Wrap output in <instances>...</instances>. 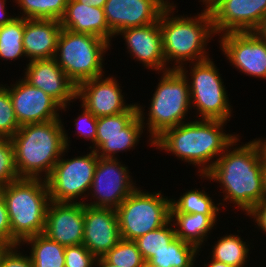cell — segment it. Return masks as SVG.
Segmentation results:
<instances>
[{
  "label": "cell",
  "mask_w": 266,
  "mask_h": 267,
  "mask_svg": "<svg viewBox=\"0 0 266 267\" xmlns=\"http://www.w3.org/2000/svg\"><path fill=\"white\" fill-rule=\"evenodd\" d=\"M239 136L225 149L212 168L200 178L218 182L225 201L246 214L264 198L262 161L253 141L237 146ZM237 146V147H233ZM230 147V148H229ZM233 149H232V148Z\"/></svg>",
  "instance_id": "obj_1"
},
{
  "label": "cell",
  "mask_w": 266,
  "mask_h": 267,
  "mask_svg": "<svg viewBox=\"0 0 266 267\" xmlns=\"http://www.w3.org/2000/svg\"><path fill=\"white\" fill-rule=\"evenodd\" d=\"M226 123L207 119L184 122L164 131L153 141V146L174 154L183 162L197 165L199 176H202L239 136L225 133Z\"/></svg>",
  "instance_id": "obj_2"
},
{
  "label": "cell",
  "mask_w": 266,
  "mask_h": 267,
  "mask_svg": "<svg viewBox=\"0 0 266 267\" xmlns=\"http://www.w3.org/2000/svg\"><path fill=\"white\" fill-rule=\"evenodd\" d=\"M64 129L62 120L20 126L10 138L19 178L46 179L50 175L63 151L69 149L70 137Z\"/></svg>",
  "instance_id": "obj_3"
},
{
  "label": "cell",
  "mask_w": 266,
  "mask_h": 267,
  "mask_svg": "<svg viewBox=\"0 0 266 267\" xmlns=\"http://www.w3.org/2000/svg\"><path fill=\"white\" fill-rule=\"evenodd\" d=\"M174 10L165 9L159 19L167 67L180 69L185 64L208 59L207 43L216 35L209 9L204 8L193 17L173 16ZM171 61H175L173 68L168 66Z\"/></svg>",
  "instance_id": "obj_4"
},
{
  "label": "cell",
  "mask_w": 266,
  "mask_h": 267,
  "mask_svg": "<svg viewBox=\"0 0 266 267\" xmlns=\"http://www.w3.org/2000/svg\"><path fill=\"white\" fill-rule=\"evenodd\" d=\"M9 215L12 246L44 232L50 195L45 179L18 178L1 187Z\"/></svg>",
  "instance_id": "obj_5"
},
{
  "label": "cell",
  "mask_w": 266,
  "mask_h": 267,
  "mask_svg": "<svg viewBox=\"0 0 266 267\" xmlns=\"http://www.w3.org/2000/svg\"><path fill=\"white\" fill-rule=\"evenodd\" d=\"M153 97L151 98L148 119L145 120L143 106L137 104L138 115L144 128L149 132L150 145L164 131L186 121L190 114V91L186 76L179 69L163 71Z\"/></svg>",
  "instance_id": "obj_6"
},
{
  "label": "cell",
  "mask_w": 266,
  "mask_h": 267,
  "mask_svg": "<svg viewBox=\"0 0 266 267\" xmlns=\"http://www.w3.org/2000/svg\"><path fill=\"white\" fill-rule=\"evenodd\" d=\"M110 45L100 37L62 29L54 59L77 86L83 81L104 76V54Z\"/></svg>",
  "instance_id": "obj_7"
},
{
  "label": "cell",
  "mask_w": 266,
  "mask_h": 267,
  "mask_svg": "<svg viewBox=\"0 0 266 267\" xmlns=\"http://www.w3.org/2000/svg\"><path fill=\"white\" fill-rule=\"evenodd\" d=\"M212 60L209 57L202 61L190 63L189 67H192L189 74L185 65L179 70L187 78L191 108L197 110L196 115L199 119L227 122L232 117V106L219 69ZM187 74L191 76V79Z\"/></svg>",
  "instance_id": "obj_8"
},
{
  "label": "cell",
  "mask_w": 266,
  "mask_h": 267,
  "mask_svg": "<svg viewBox=\"0 0 266 267\" xmlns=\"http://www.w3.org/2000/svg\"><path fill=\"white\" fill-rule=\"evenodd\" d=\"M161 191L149 193L136 188L116 209L120 236L134 241L161 228L171 220V199Z\"/></svg>",
  "instance_id": "obj_9"
},
{
  "label": "cell",
  "mask_w": 266,
  "mask_h": 267,
  "mask_svg": "<svg viewBox=\"0 0 266 267\" xmlns=\"http://www.w3.org/2000/svg\"><path fill=\"white\" fill-rule=\"evenodd\" d=\"M67 150L68 148L63 151L62 157L45 179L50 201L77 203L80 197L82 201L78 202H88L86 197L93 182L99 157L94 150H90L89 154L65 159L63 156Z\"/></svg>",
  "instance_id": "obj_10"
},
{
  "label": "cell",
  "mask_w": 266,
  "mask_h": 267,
  "mask_svg": "<svg viewBox=\"0 0 266 267\" xmlns=\"http://www.w3.org/2000/svg\"><path fill=\"white\" fill-rule=\"evenodd\" d=\"M119 160L117 156L116 158H98L93 182L87 195V197L91 196V201L85 202V205L116 210L138 187L129 175L128 167L121 164Z\"/></svg>",
  "instance_id": "obj_11"
},
{
  "label": "cell",
  "mask_w": 266,
  "mask_h": 267,
  "mask_svg": "<svg viewBox=\"0 0 266 267\" xmlns=\"http://www.w3.org/2000/svg\"><path fill=\"white\" fill-rule=\"evenodd\" d=\"M219 45L227 60L247 76L266 79V40L256 32L221 34Z\"/></svg>",
  "instance_id": "obj_12"
},
{
  "label": "cell",
  "mask_w": 266,
  "mask_h": 267,
  "mask_svg": "<svg viewBox=\"0 0 266 267\" xmlns=\"http://www.w3.org/2000/svg\"><path fill=\"white\" fill-rule=\"evenodd\" d=\"M214 31L255 32L266 14V0H217L209 8Z\"/></svg>",
  "instance_id": "obj_13"
},
{
  "label": "cell",
  "mask_w": 266,
  "mask_h": 267,
  "mask_svg": "<svg viewBox=\"0 0 266 267\" xmlns=\"http://www.w3.org/2000/svg\"><path fill=\"white\" fill-rule=\"evenodd\" d=\"M18 80L7 87L20 126L62 120L59 114L62 106L54 98L23 78Z\"/></svg>",
  "instance_id": "obj_14"
},
{
  "label": "cell",
  "mask_w": 266,
  "mask_h": 267,
  "mask_svg": "<svg viewBox=\"0 0 266 267\" xmlns=\"http://www.w3.org/2000/svg\"><path fill=\"white\" fill-rule=\"evenodd\" d=\"M119 84L112 76L83 81L76 86V99L97 118L126 112L133 103L125 102Z\"/></svg>",
  "instance_id": "obj_15"
},
{
  "label": "cell",
  "mask_w": 266,
  "mask_h": 267,
  "mask_svg": "<svg viewBox=\"0 0 266 267\" xmlns=\"http://www.w3.org/2000/svg\"><path fill=\"white\" fill-rule=\"evenodd\" d=\"M43 234L64 247L83 244L84 203L50 201Z\"/></svg>",
  "instance_id": "obj_16"
},
{
  "label": "cell",
  "mask_w": 266,
  "mask_h": 267,
  "mask_svg": "<svg viewBox=\"0 0 266 267\" xmlns=\"http://www.w3.org/2000/svg\"><path fill=\"white\" fill-rule=\"evenodd\" d=\"M26 66L23 79L54 98L62 106L61 112L76 101V85L54 58L32 60Z\"/></svg>",
  "instance_id": "obj_17"
},
{
  "label": "cell",
  "mask_w": 266,
  "mask_h": 267,
  "mask_svg": "<svg viewBox=\"0 0 266 267\" xmlns=\"http://www.w3.org/2000/svg\"><path fill=\"white\" fill-rule=\"evenodd\" d=\"M120 240L116 210L84 204L83 245L98 258L103 257Z\"/></svg>",
  "instance_id": "obj_18"
},
{
  "label": "cell",
  "mask_w": 266,
  "mask_h": 267,
  "mask_svg": "<svg viewBox=\"0 0 266 267\" xmlns=\"http://www.w3.org/2000/svg\"><path fill=\"white\" fill-rule=\"evenodd\" d=\"M166 8L157 0H107L104 14L111 32L142 27L159 21Z\"/></svg>",
  "instance_id": "obj_19"
},
{
  "label": "cell",
  "mask_w": 266,
  "mask_h": 267,
  "mask_svg": "<svg viewBox=\"0 0 266 267\" xmlns=\"http://www.w3.org/2000/svg\"><path fill=\"white\" fill-rule=\"evenodd\" d=\"M117 35H123L128 53L144 68L158 71V74L170 70L163 55L159 21L142 27L128 28L118 32Z\"/></svg>",
  "instance_id": "obj_20"
},
{
  "label": "cell",
  "mask_w": 266,
  "mask_h": 267,
  "mask_svg": "<svg viewBox=\"0 0 266 267\" xmlns=\"http://www.w3.org/2000/svg\"><path fill=\"white\" fill-rule=\"evenodd\" d=\"M61 30L58 20L24 19L22 43L28 61L54 58Z\"/></svg>",
  "instance_id": "obj_21"
},
{
  "label": "cell",
  "mask_w": 266,
  "mask_h": 267,
  "mask_svg": "<svg viewBox=\"0 0 266 267\" xmlns=\"http://www.w3.org/2000/svg\"><path fill=\"white\" fill-rule=\"evenodd\" d=\"M60 23L62 29L100 37L109 43L115 37L108 27L104 8L87 6L77 0L68 1Z\"/></svg>",
  "instance_id": "obj_22"
},
{
  "label": "cell",
  "mask_w": 266,
  "mask_h": 267,
  "mask_svg": "<svg viewBox=\"0 0 266 267\" xmlns=\"http://www.w3.org/2000/svg\"><path fill=\"white\" fill-rule=\"evenodd\" d=\"M217 216L201 213H171V221L177 238L201 250L202 244L205 243L204 240L207 241V235L217 223Z\"/></svg>",
  "instance_id": "obj_23"
},
{
  "label": "cell",
  "mask_w": 266,
  "mask_h": 267,
  "mask_svg": "<svg viewBox=\"0 0 266 267\" xmlns=\"http://www.w3.org/2000/svg\"><path fill=\"white\" fill-rule=\"evenodd\" d=\"M30 245L33 267H65V247L43 233L24 239L20 245Z\"/></svg>",
  "instance_id": "obj_24"
},
{
  "label": "cell",
  "mask_w": 266,
  "mask_h": 267,
  "mask_svg": "<svg viewBox=\"0 0 266 267\" xmlns=\"http://www.w3.org/2000/svg\"><path fill=\"white\" fill-rule=\"evenodd\" d=\"M143 129L137 115L119 135L103 136V144L95 151L96 154L101 158H116L117 153L134 149L142 137Z\"/></svg>",
  "instance_id": "obj_25"
},
{
  "label": "cell",
  "mask_w": 266,
  "mask_h": 267,
  "mask_svg": "<svg viewBox=\"0 0 266 267\" xmlns=\"http://www.w3.org/2000/svg\"><path fill=\"white\" fill-rule=\"evenodd\" d=\"M198 250L179 238L172 240L166 248L155 253L148 261L157 267H195Z\"/></svg>",
  "instance_id": "obj_26"
},
{
  "label": "cell",
  "mask_w": 266,
  "mask_h": 267,
  "mask_svg": "<svg viewBox=\"0 0 266 267\" xmlns=\"http://www.w3.org/2000/svg\"><path fill=\"white\" fill-rule=\"evenodd\" d=\"M246 243L239 235H223L212 246L211 259L233 267H244L250 251Z\"/></svg>",
  "instance_id": "obj_27"
},
{
  "label": "cell",
  "mask_w": 266,
  "mask_h": 267,
  "mask_svg": "<svg viewBox=\"0 0 266 267\" xmlns=\"http://www.w3.org/2000/svg\"><path fill=\"white\" fill-rule=\"evenodd\" d=\"M176 200L171 198V213L218 215L219 206L223 205L220 202L216 205L208 193L196 188L186 191Z\"/></svg>",
  "instance_id": "obj_28"
},
{
  "label": "cell",
  "mask_w": 266,
  "mask_h": 267,
  "mask_svg": "<svg viewBox=\"0 0 266 267\" xmlns=\"http://www.w3.org/2000/svg\"><path fill=\"white\" fill-rule=\"evenodd\" d=\"M24 18L16 17L10 23L0 26V59L17 60L23 56Z\"/></svg>",
  "instance_id": "obj_29"
},
{
  "label": "cell",
  "mask_w": 266,
  "mask_h": 267,
  "mask_svg": "<svg viewBox=\"0 0 266 267\" xmlns=\"http://www.w3.org/2000/svg\"><path fill=\"white\" fill-rule=\"evenodd\" d=\"M22 11L16 17L24 19H53L60 21L69 0H14Z\"/></svg>",
  "instance_id": "obj_30"
},
{
  "label": "cell",
  "mask_w": 266,
  "mask_h": 267,
  "mask_svg": "<svg viewBox=\"0 0 266 267\" xmlns=\"http://www.w3.org/2000/svg\"><path fill=\"white\" fill-rule=\"evenodd\" d=\"M176 238L175 228L170 220L159 229L148 232L134 240L144 260L148 261L155 253L166 248Z\"/></svg>",
  "instance_id": "obj_31"
},
{
  "label": "cell",
  "mask_w": 266,
  "mask_h": 267,
  "mask_svg": "<svg viewBox=\"0 0 266 267\" xmlns=\"http://www.w3.org/2000/svg\"><path fill=\"white\" fill-rule=\"evenodd\" d=\"M137 115V103H134L126 112L98 117L94 151L103 144V136L119 135Z\"/></svg>",
  "instance_id": "obj_32"
},
{
  "label": "cell",
  "mask_w": 266,
  "mask_h": 267,
  "mask_svg": "<svg viewBox=\"0 0 266 267\" xmlns=\"http://www.w3.org/2000/svg\"><path fill=\"white\" fill-rule=\"evenodd\" d=\"M103 258L119 267H141L144 258L134 241L121 239Z\"/></svg>",
  "instance_id": "obj_33"
},
{
  "label": "cell",
  "mask_w": 266,
  "mask_h": 267,
  "mask_svg": "<svg viewBox=\"0 0 266 267\" xmlns=\"http://www.w3.org/2000/svg\"><path fill=\"white\" fill-rule=\"evenodd\" d=\"M19 128L8 87L0 84V138L10 139Z\"/></svg>",
  "instance_id": "obj_34"
},
{
  "label": "cell",
  "mask_w": 266,
  "mask_h": 267,
  "mask_svg": "<svg viewBox=\"0 0 266 267\" xmlns=\"http://www.w3.org/2000/svg\"><path fill=\"white\" fill-rule=\"evenodd\" d=\"M18 178L12 142L8 138H0V188Z\"/></svg>",
  "instance_id": "obj_35"
},
{
  "label": "cell",
  "mask_w": 266,
  "mask_h": 267,
  "mask_svg": "<svg viewBox=\"0 0 266 267\" xmlns=\"http://www.w3.org/2000/svg\"><path fill=\"white\" fill-rule=\"evenodd\" d=\"M65 267H95L96 257L83 245L65 247Z\"/></svg>",
  "instance_id": "obj_36"
},
{
  "label": "cell",
  "mask_w": 266,
  "mask_h": 267,
  "mask_svg": "<svg viewBox=\"0 0 266 267\" xmlns=\"http://www.w3.org/2000/svg\"><path fill=\"white\" fill-rule=\"evenodd\" d=\"M83 108V112L81 111V115L74 119L75 121V134H79L84 139L90 140L92 142V146L89 148L94 150V142L96 140V133H97V120L98 118L95 117L89 110H87L84 106H80Z\"/></svg>",
  "instance_id": "obj_37"
},
{
  "label": "cell",
  "mask_w": 266,
  "mask_h": 267,
  "mask_svg": "<svg viewBox=\"0 0 266 267\" xmlns=\"http://www.w3.org/2000/svg\"><path fill=\"white\" fill-rule=\"evenodd\" d=\"M20 246L22 245H14L8 249L2 257L0 267H33L30 256L21 253Z\"/></svg>",
  "instance_id": "obj_38"
},
{
  "label": "cell",
  "mask_w": 266,
  "mask_h": 267,
  "mask_svg": "<svg viewBox=\"0 0 266 267\" xmlns=\"http://www.w3.org/2000/svg\"><path fill=\"white\" fill-rule=\"evenodd\" d=\"M0 239L12 245V232L10 227L9 215L0 188Z\"/></svg>",
  "instance_id": "obj_39"
},
{
  "label": "cell",
  "mask_w": 266,
  "mask_h": 267,
  "mask_svg": "<svg viewBox=\"0 0 266 267\" xmlns=\"http://www.w3.org/2000/svg\"><path fill=\"white\" fill-rule=\"evenodd\" d=\"M246 215L253 218L259 229L266 234V198L257 203Z\"/></svg>",
  "instance_id": "obj_40"
},
{
  "label": "cell",
  "mask_w": 266,
  "mask_h": 267,
  "mask_svg": "<svg viewBox=\"0 0 266 267\" xmlns=\"http://www.w3.org/2000/svg\"><path fill=\"white\" fill-rule=\"evenodd\" d=\"M6 0H0V26L10 23L14 18L13 15H7L6 12Z\"/></svg>",
  "instance_id": "obj_41"
},
{
  "label": "cell",
  "mask_w": 266,
  "mask_h": 267,
  "mask_svg": "<svg viewBox=\"0 0 266 267\" xmlns=\"http://www.w3.org/2000/svg\"><path fill=\"white\" fill-rule=\"evenodd\" d=\"M266 138H256L254 140H252L257 148H258V151H259V154H260V158H261V161L263 164H266V140H264Z\"/></svg>",
  "instance_id": "obj_42"
},
{
  "label": "cell",
  "mask_w": 266,
  "mask_h": 267,
  "mask_svg": "<svg viewBox=\"0 0 266 267\" xmlns=\"http://www.w3.org/2000/svg\"><path fill=\"white\" fill-rule=\"evenodd\" d=\"M80 3H84L87 6H94L99 8H104L107 0H77Z\"/></svg>",
  "instance_id": "obj_43"
},
{
  "label": "cell",
  "mask_w": 266,
  "mask_h": 267,
  "mask_svg": "<svg viewBox=\"0 0 266 267\" xmlns=\"http://www.w3.org/2000/svg\"><path fill=\"white\" fill-rule=\"evenodd\" d=\"M260 37L266 40V14L263 17V20L260 26L255 31Z\"/></svg>",
  "instance_id": "obj_44"
},
{
  "label": "cell",
  "mask_w": 266,
  "mask_h": 267,
  "mask_svg": "<svg viewBox=\"0 0 266 267\" xmlns=\"http://www.w3.org/2000/svg\"><path fill=\"white\" fill-rule=\"evenodd\" d=\"M11 246L12 245L9 242L0 239V263H1L2 257L4 256V254L8 251V249Z\"/></svg>",
  "instance_id": "obj_45"
},
{
  "label": "cell",
  "mask_w": 266,
  "mask_h": 267,
  "mask_svg": "<svg viewBox=\"0 0 266 267\" xmlns=\"http://www.w3.org/2000/svg\"><path fill=\"white\" fill-rule=\"evenodd\" d=\"M96 267H119L107 262L103 257H98L95 262Z\"/></svg>",
  "instance_id": "obj_46"
},
{
  "label": "cell",
  "mask_w": 266,
  "mask_h": 267,
  "mask_svg": "<svg viewBox=\"0 0 266 267\" xmlns=\"http://www.w3.org/2000/svg\"><path fill=\"white\" fill-rule=\"evenodd\" d=\"M208 263H210V264H205L204 263V267H233L231 265H227L225 263L218 262V261H216L214 259H211V261L208 262Z\"/></svg>",
  "instance_id": "obj_47"
},
{
  "label": "cell",
  "mask_w": 266,
  "mask_h": 267,
  "mask_svg": "<svg viewBox=\"0 0 266 267\" xmlns=\"http://www.w3.org/2000/svg\"><path fill=\"white\" fill-rule=\"evenodd\" d=\"M262 180H263L264 198H266V164L262 165Z\"/></svg>",
  "instance_id": "obj_48"
},
{
  "label": "cell",
  "mask_w": 266,
  "mask_h": 267,
  "mask_svg": "<svg viewBox=\"0 0 266 267\" xmlns=\"http://www.w3.org/2000/svg\"><path fill=\"white\" fill-rule=\"evenodd\" d=\"M159 3H161L166 9L167 8H174L176 7V5H174V3H171L169 0H157Z\"/></svg>",
  "instance_id": "obj_49"
},
{
  "label": "cell",
  "mask_w": 266,
  "mask_h": 267,
  "mask_svg": "<svg viewBox=\"0 0 266 267\" xmlns=\"http://www.w3.org/2000/svg\"><path fill=\"white\" fill-rule=\"evenodd\" d=\"M216 1L217 0H202L201 2H203V5L205 4V6H206L205 8L208 9Z\"/></svg>",
  "instance_id": "obj_50"
},
{
  "label": "cell",
  "mask_w": 266,
  "mask_h": 267,
  "mask_svg": "<svg viewBox=\"0 0 266 267\" xmlns=\"http://www.w3.org/2000/svg\"><path fill=\"white\" fill-rule=\"evenodd\" d=\"M141 267H157V266H155L151 262L145 260L144 263L141 265Z\"/></svg>",
  "instance_id": "obj_51"
}]
</instances>
